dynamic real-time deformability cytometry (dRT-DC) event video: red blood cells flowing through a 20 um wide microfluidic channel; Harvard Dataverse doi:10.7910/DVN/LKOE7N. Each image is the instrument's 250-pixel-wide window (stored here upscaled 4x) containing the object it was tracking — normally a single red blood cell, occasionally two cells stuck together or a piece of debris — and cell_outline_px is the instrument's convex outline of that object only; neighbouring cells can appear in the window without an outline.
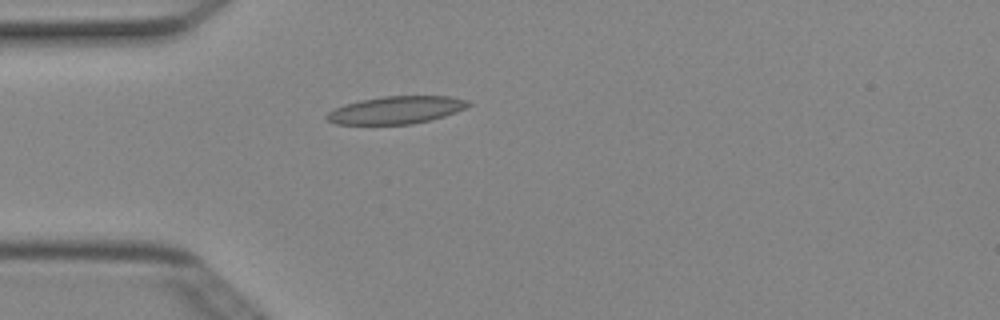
{"species": "Egyptian fruit bat (a non-hibernating species)", "species_latin": "Rousettus aegyptiacus", "temperature_condition": "cold", "stored_images_in_passage": 1, "camera_frame_rate_fps": 3000, "um_per_image_px": 0.085, "animal": {"sex": "female"}, "frame": {"image": 1, "passage_image": 1, "time_ms": 0.0, "image_size_px": [1000, 320], "cell_outline_px": [[472, 104], [456, 112], [432, 120], [412, 124], [336, 124], [328, 120], [324, 116], [328, 112], [344, 104], [360, 100], [384, 96], [448, 96], [468, 100]], "centroid_in_image_um": [33.68, 9.35], "position_along_channel_um": 51.3, "area_um2": 22.72}}